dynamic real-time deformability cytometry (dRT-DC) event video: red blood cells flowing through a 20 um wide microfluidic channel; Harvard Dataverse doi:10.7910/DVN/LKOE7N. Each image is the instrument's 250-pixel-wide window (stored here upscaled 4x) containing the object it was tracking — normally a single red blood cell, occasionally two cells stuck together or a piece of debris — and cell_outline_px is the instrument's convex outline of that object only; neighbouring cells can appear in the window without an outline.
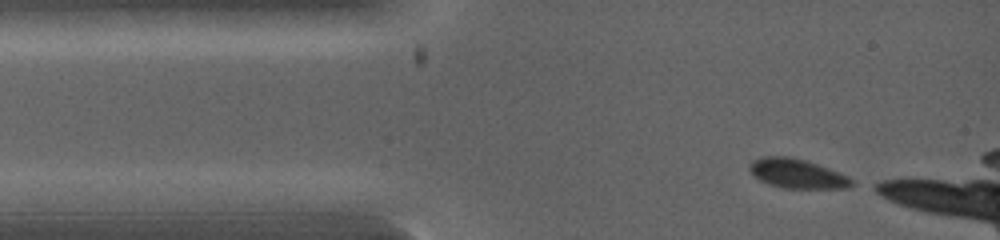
{"species": "common noctule bat (a hibernating species)", "species_latin": "Nyctalus noctula", "temperature_condition": "warm", "stored_images_in_passage": 12, "camera_frame_rate_fps": 5000, "um_per_image_px": 0.085, "animal": {"sex": "female", "body_mass_g": 19.0, "forearm_length_mm": 53.3}, "frame": {"image": 1, "passage_image": 1, "time_ms": 0.0, "image_size_px": [1000, 240], "cell_outline_px": [[856, 184], [848, 188], [784, 188], [768, 184], [760, 180], [748, 168], [752, 160], [764, 156], [788, 156], [808, 160], [848, 176], [856, 180]], "centroid_in_image_um": [67.8, 14.75], "position_along_channel_um": 17.2, "area_um2": 17.63}}
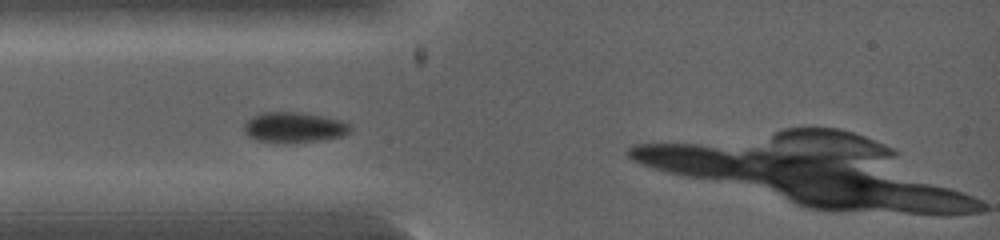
{"frame": {"image": 2, "passage_image": 7, "time_ms": 1.4, "image_size_px": [1000, 240], "cell_outline_px": [[352, 128], [348, 132], [340, 136], [316, 140], [256, 140], [248, 136], [244, 128], [244, 124], [252, 116], [260, 112], [300, 112], [340, 120], [352, 124]], "centroid_in_image_um": [24.99, 10.77], "position_along_channel_um": 60.0, "area_um2": 17.92}}
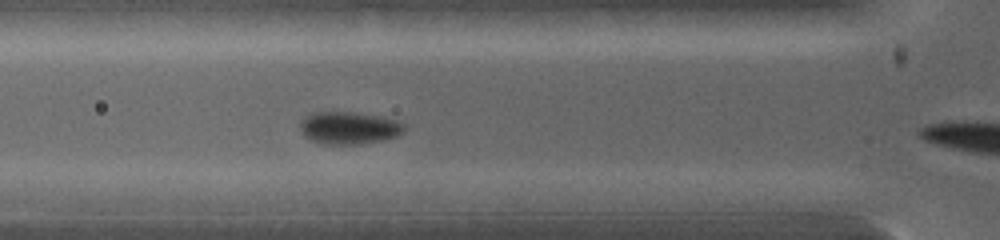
{"frame": {"image": 3, "passage_image": 11, "time_ms": 2.0, "image_size_px": [1000, 240], "cell_outline_px": [[404, 132], [396, 136], [380, 140], [356, 144], [324, 144], [312, 140], [304, 136], [300, 128], [300, 124], [304, 116], [312, 112], [356, 112], [380, 116], [396, 120], [404, 124]], "centroid_in_image_um": [29.64, 10.85], "position_along_channel_um": 96.2, "area_um2": 19.59}}